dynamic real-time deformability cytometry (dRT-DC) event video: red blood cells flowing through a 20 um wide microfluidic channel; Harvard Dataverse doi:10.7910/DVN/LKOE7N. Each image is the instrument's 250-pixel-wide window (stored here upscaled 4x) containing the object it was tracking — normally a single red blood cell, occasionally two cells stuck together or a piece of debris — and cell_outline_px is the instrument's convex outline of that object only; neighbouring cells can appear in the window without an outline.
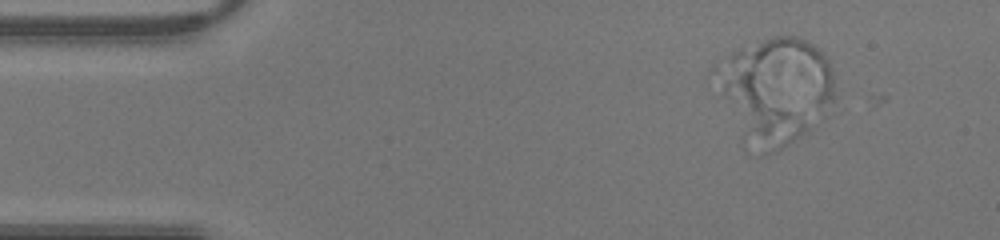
{"species": "human", "species_latin": "Homo sapiens", "temperature_condition": "warm", "stored_images_in_passage": 10, "camera_frame_rate_fps": 3000, "um_per_image_px": 0.085, "donor": {"sex": "male"}, "frame": {"image": 1, "passage_image": 5, "time_ms": 1.333, "image_size_px": [1000, 240], "cell_outline_px": [[832, 96], [804, 128], [796, 136], [784, 144], [752, 132], [724, 88], [724, 60], [732, 52], [764, 40], [776, 36], [796, 36], [820, 48], [828, 60], [832, 72]], "centroid_in_image_um": [66.17, 7.25], "position_along_channel_um": 18.8, "area_um2": 61.9}}